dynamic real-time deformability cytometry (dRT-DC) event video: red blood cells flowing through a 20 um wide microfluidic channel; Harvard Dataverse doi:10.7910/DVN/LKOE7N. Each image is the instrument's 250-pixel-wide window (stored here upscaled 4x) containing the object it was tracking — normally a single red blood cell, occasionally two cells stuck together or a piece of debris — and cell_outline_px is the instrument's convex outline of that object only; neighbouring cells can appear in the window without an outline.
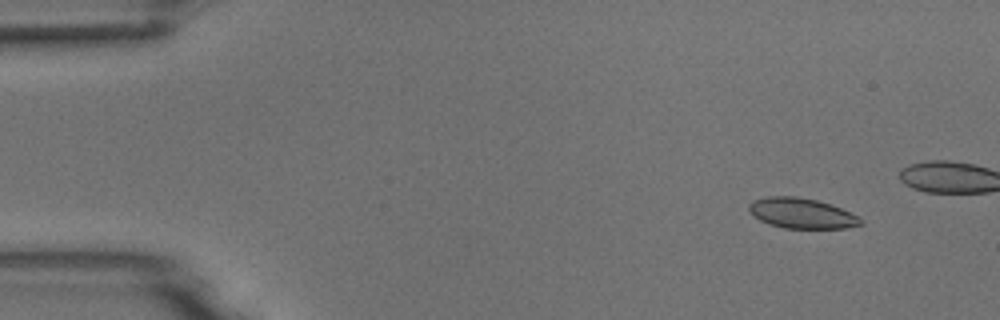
{"species": "common noctule bat (a hibernating species)", "species_latin": "Nyctalus noctula", "temperature_condition": "room temperature", "stored_images_in_passage": 17, "camera_frame_rate_fps": 3000, "um_per_image_px": 0.085, "animal": {"sex": "male", "body_mass_g": 18.8}, "frame": {"image": 1, "passage_image": 6, "time_ms": 1.667, "image_size_px": [1000, 320], "cell_outline_px": [[864, 224], [844, 228], [784, 228], [768, 224], [760, 220], [748, 208], [748, 204], [752, 200], [768, 196], [796, 196], [816, 200], [840, 208], [860, 216], [864, 220]], "centroid_in_image_um": [68.16, 18.13], "position_along_channel_um": 16.8, "area_um2": 19.71}}